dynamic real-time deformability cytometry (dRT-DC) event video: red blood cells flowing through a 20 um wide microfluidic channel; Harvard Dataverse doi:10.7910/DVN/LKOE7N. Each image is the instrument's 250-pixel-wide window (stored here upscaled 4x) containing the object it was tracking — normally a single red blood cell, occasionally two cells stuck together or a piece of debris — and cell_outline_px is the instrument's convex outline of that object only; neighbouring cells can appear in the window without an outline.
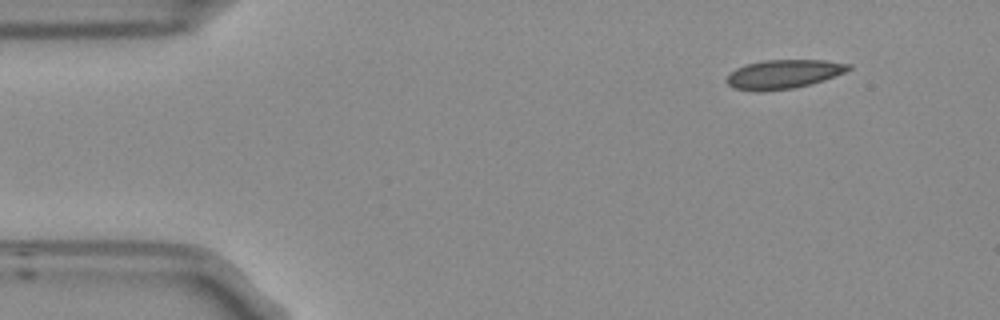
{"species": "Egyptian fruit bat (a non-hibernating species)", "species_latin": "Rousettus aegyptiacus", "temperature_condition": "room temperature", "stored_images_in_passage": 5, "camera_frame_rate_fps": 3000, "um_per_image_px": 0.085, "frame": {"image": 1, "passage_image": 1, "time_ms": 0.0, "image_size_px": [1000, 320], "cell_outline_px": [[852, 68], [844, 72], [824, 80], [792, 88], [756, 92], [732, 88], [724, 80], [736, 68], [744, 64], [764, 60], [824, 60], [852, 64]], "centroid_in_image_um": [66.56, 6.3], "position_along_channel_um": 18.4, "area_um2": 20.58}}
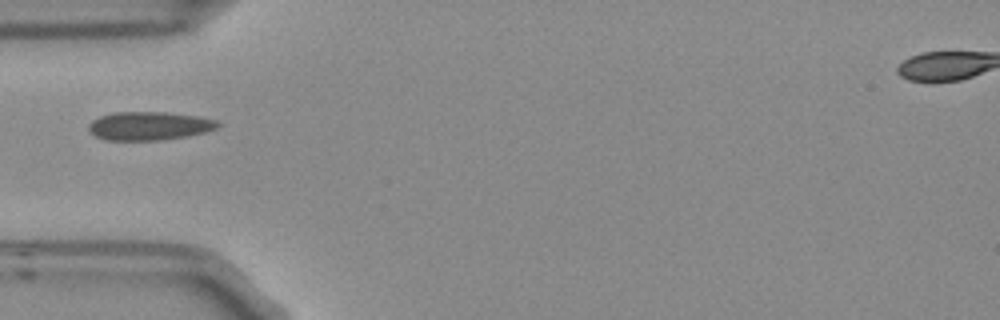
{"frame": {"image": 2, "passage_image": 4, "time_ms": 1.0, "image_size_px": [1000, 320], "cell_outline_px": [[220, 124], [216, 128], [204, 132], [188, 136], [160, 140], [108, 140], [96, 136], [88, 132], [88, 124], [92, 120], [100, 116], [112, 112], [168, 112], [200, 116], [216, 120]], "centroid_in_image_um": [12.66, 10.69], "position_along_channel_um": 72.3, "area_um2": 21.56}}